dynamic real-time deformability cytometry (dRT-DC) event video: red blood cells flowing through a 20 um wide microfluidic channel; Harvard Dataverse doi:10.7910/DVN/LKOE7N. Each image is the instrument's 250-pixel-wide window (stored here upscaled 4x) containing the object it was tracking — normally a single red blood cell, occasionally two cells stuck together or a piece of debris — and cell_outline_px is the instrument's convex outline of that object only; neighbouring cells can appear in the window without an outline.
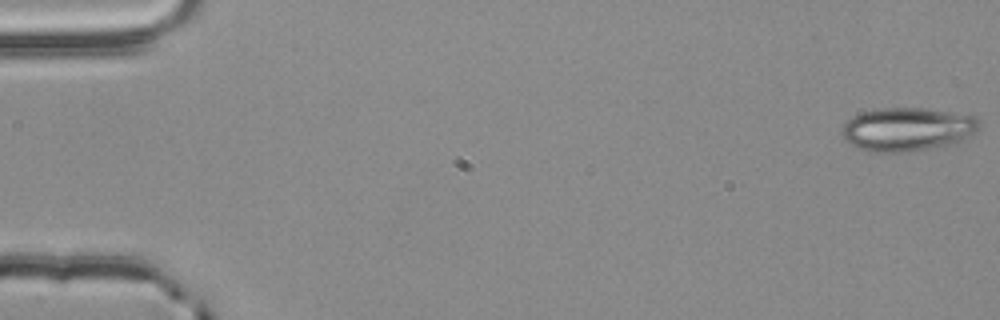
{"species": "common noctule bat (a hibernating species)", "species_latin": "Nyctalus noctula", "temperature_condition": "room temperature", "stored_images_in_passage": 55, "camera_frame_rate_fps": 3000, "um_per_image_px": 0.085, "animal": {"sex": "male", "body_mass_g": 20.4}, "frame": {"image": 1, "passage_image": 1, "time_ms": 0.0, "image_size_px": [1000, 320], "cell_outline_px": [[980, 128], [976, 132], [952, 144], [908, 152], [868, 152], [852, 144], [840, 132], [840, 128], [852, 116], [860, 112], [880, 108], [924, 108], [972, 116], [980, 120]], "centroid_in_image_um": [77.1, 10.98], "position_along_channel_um": 7.9, "area_um2": 34.68}}
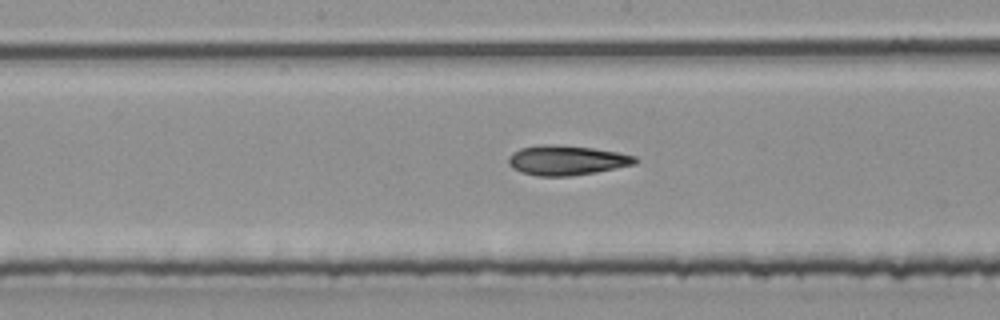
{"frame": {"image": 2, "passage_image": 29, "time_ms": 9.333, "image_size_px": [1000, 320], "cell_outline_px": [[640, 160], [636, 164], [596, 172], [568, 176], [536, 176], [520, 172], [512, 168], [508, 164], [508, 156], [512, 152], [520, 148], [540, 144], [556, 144], [592, 148], [620, 152], [636, 156]], "centroid_in_image_um": [48.16, 13.61], "position_along_channel_um": 200.0, "area_um2": 22.31}}
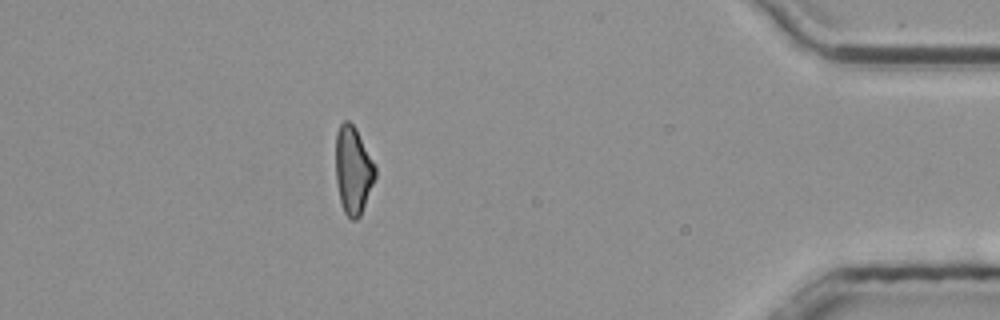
{"frame": {"image": 3, "passage_image": 49, "time_ms": 16.0, "image_size_px": [1000, 320], "cell_outline_px": [[376, 176], [360, 216], [356, 220], [352, 220], [344, 212], [340, 200], [336, 180], [336, 132], [340, 124], [344, 120], [348, 120], [356, 128], [376, 164]], "centroid_in_image_um": [30.02, 14.44], "position_along_channel_um": 405.2, "area_um2": 20.29}, "authors_computed_cell_mechanics": {"area_um2": 21.675, "velocity_mm_per_s": 3.8326, "shape_relaxation_time_tau1_ms": null, "shape_relaxation_time_tau2_ms": 5.0893, "deformation_change_tau1": null, "deformation_change_tau2": 0.1552}}